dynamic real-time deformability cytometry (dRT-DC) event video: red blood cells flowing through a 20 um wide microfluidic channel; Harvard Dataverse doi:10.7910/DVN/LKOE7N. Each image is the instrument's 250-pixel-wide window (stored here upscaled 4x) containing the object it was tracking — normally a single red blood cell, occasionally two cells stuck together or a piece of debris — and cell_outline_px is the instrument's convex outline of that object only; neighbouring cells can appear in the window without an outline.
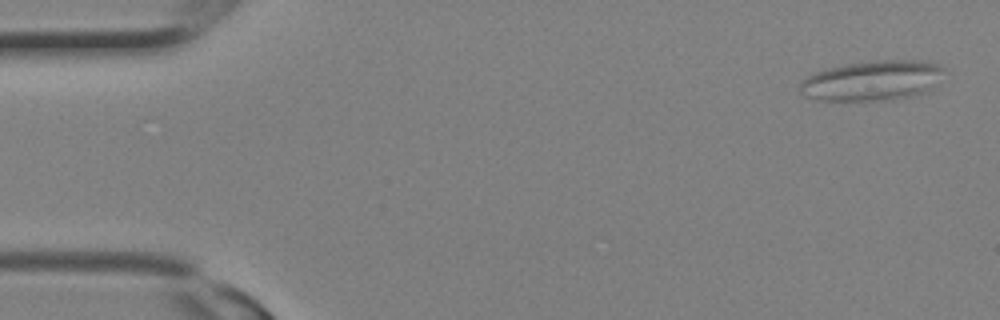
{"species": "Egyptian fruit bat (a non-hibernating species)", "species_latin": "Rousettus aegyptiacus", "temperature_condition": "room temperature", "stored_images_in_passage": 3, "camera_frame_rate_fps": 3000, "um_per_image_px": 0.085, "animal": {"sex": "female"}, "frame": {"image": 1, "passage_image": 1, "time_ms": 0.0, "image_size_px": [1000, 320], "cell_outline_px": [[944, 68], [932, 88], [928, 92], [912, 96], [892, 100], [816, 100], [804, 96], [800, 92], [800, 80], [816, 72], [828, 68], [848, 64], [876, 60], [916, 60], [940, 64]], "centroid_in_image_um": [74.13, 6.86], "position_along_channel_um": 10.9, "area_um2": 33.58}}